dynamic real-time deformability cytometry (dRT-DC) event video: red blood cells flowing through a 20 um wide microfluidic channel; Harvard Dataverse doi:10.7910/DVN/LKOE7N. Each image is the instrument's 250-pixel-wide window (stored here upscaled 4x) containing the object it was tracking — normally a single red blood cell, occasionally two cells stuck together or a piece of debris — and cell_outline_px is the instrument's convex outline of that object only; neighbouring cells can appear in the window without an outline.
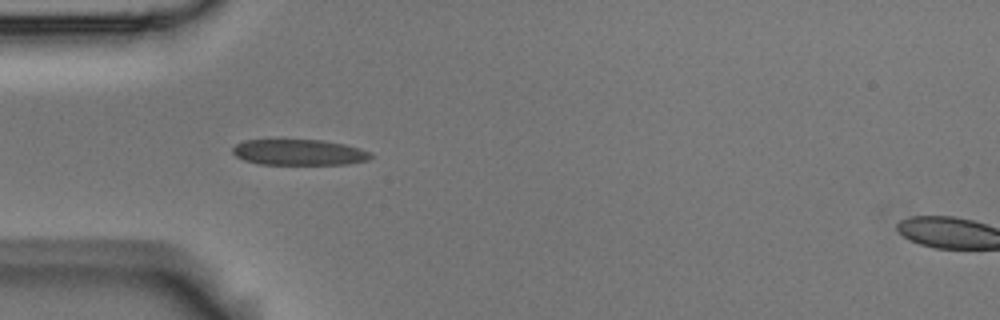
{"species": "Egyptian fruit bat (a non-hibernating species)", "species_latin": "Rousettus aegyptiacus", "temperature_condition": "room temperature", "stored_images_in_passage": 13, "camera_frame_rate_fps": 3000, "um_per_image_px": 0.085, "animal": {"sex": "male"}, "frame": {"image": 1, "passage_image": 3, "time_ms": 0.667, "image_size_px": [1000, 320], "cell_outline_px": [[372, 156], [368, 160], [348, 164], [260, 164], [244, 160], [236, 156], [232, 152], [232, 148], [236, 144], [244, 140], [324, 140], [344, 144], [360, 148], [368, 152]], "centroid_in_image_um": [25.4, 12.94], "position_along_channel_um": 59.6, "area_um2": 20.69}}
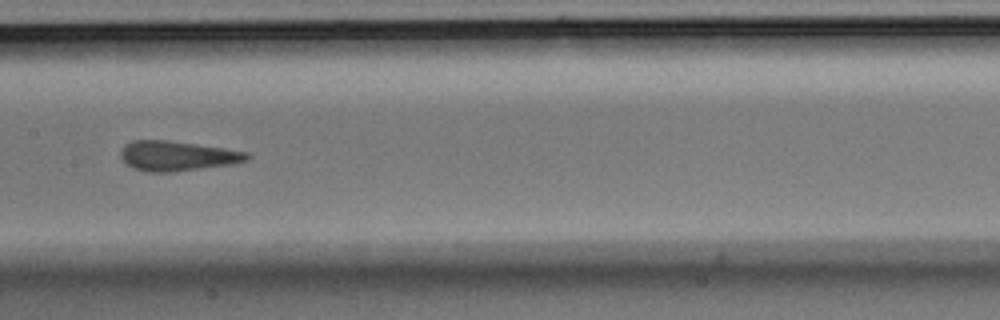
{"frame": {"image": 2, "passage_image": 6, "time_ms": 1.667, "image_size_px": [1000, 320], "cell_outline_px": [[252, 156], [248, 160], [232, 164], [172, 172], [144, 172], [132, 168], [120, 156], [120, 152], [124, 144], [132, 140], [168, 140], [224, 148], [248, 152]], "centroid_in_image_um": [15.06, 13.25], "position_along_channel_um": 192.3, "area_um2": 22.08}}
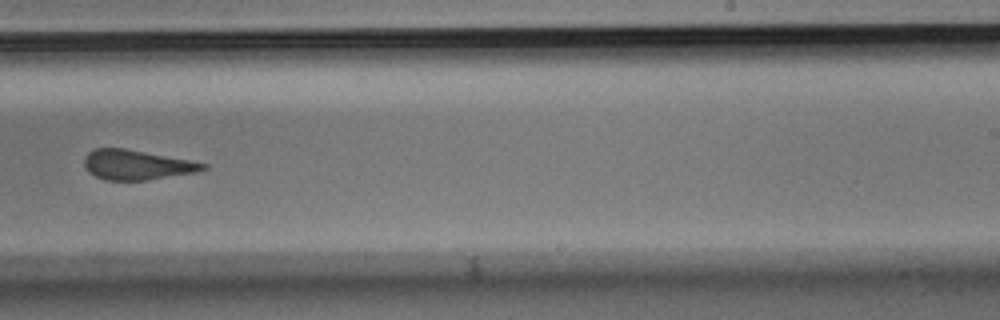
{"frame": {"image": 3, "passage_image": 8, "time_ms": 2.333, "image_size_px": [1000, 320], "cell_outline_px": [[208, 168], [196, 172], [148, 180], [104, 180], [88, 172], [84, 164], [84, 156], [88, 152], [96, 148], [124, 148], [188, 160], [208, 164]], "centroid_in_image_um": [11.59, 14.01], "position_along_channel_um": 277.4, "area_um2": 20.52}}